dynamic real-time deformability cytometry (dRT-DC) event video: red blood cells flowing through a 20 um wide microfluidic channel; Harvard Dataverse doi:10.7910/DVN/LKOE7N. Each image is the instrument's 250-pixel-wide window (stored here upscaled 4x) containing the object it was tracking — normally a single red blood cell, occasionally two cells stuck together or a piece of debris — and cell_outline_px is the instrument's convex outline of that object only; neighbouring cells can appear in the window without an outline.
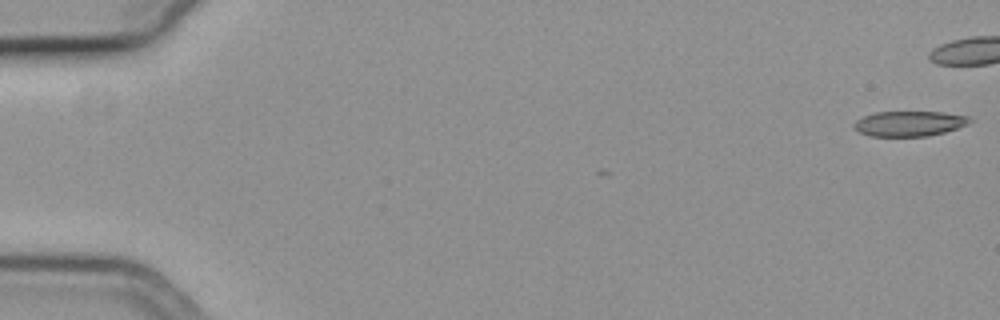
{"species": "common noctule bat (a hibernating species)", "species_latin": "Nyctalus noctula", "temperature_condition": "cold", "stored_images_in_passage": 5, "camera_frame_rate_fps": 3000, "um_per_image_px": 0.085, "animal": {"sex": "female", "body_mass_g": 19.3, "forearm_length_mm": 54.1}, "frame": {"image": 1, "passage_image": 1, "time_ms": 0.0, "image_size_px": [1000, 320], "cell_outline_px": [[972, 120], [968, 124], [944, 132], [928, 136], [868, 136], [852, 128], [852, 124], [856, 120], [864, 116], [876, 112], [944, 112], [972, 116]], "centroid_in_image_um": [77.29, 10.5], "position_along_channel_um": 7.7, "area_um2": 17.11}}